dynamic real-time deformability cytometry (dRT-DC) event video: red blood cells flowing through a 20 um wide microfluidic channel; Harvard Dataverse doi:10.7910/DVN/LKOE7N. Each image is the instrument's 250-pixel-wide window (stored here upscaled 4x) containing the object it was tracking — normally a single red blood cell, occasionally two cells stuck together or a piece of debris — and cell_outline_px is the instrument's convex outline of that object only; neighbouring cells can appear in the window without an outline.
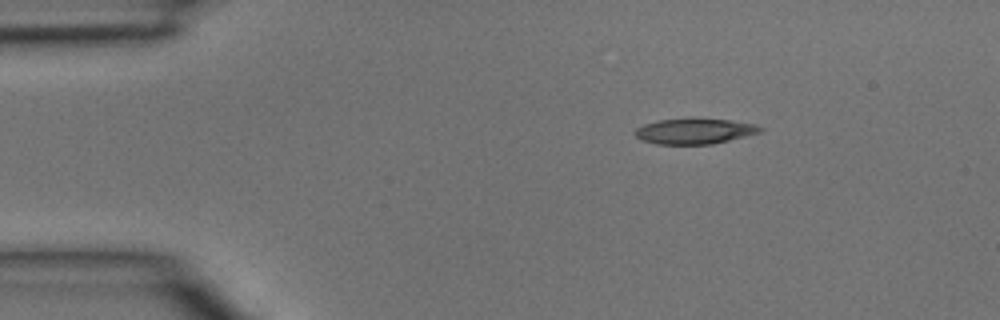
{"species": "common noctule bat (a hibernating species)", "species_latin": "Nyctalus noctula", "temperature_condition": "room temperature", "stored_images_in_passage": 3, "camera_frame_rate_fps": 3000, "um_per_image_px": 0.085, "animal": {"sex": "male", "body_mass_g": 15.6}, "frame": {"image": 1, "passage_image": 1, "time_ms": 0.0, "image_size_px": [1000, 320], "cell_outline_px": [[764, 128], [760, 132], [712, 144], [656, 144], [644, 140], [636, 136], [632, 132], [636, 128], [644, 124], [656, 120], [728, 120], [756, 124]], "centroid_in_image_um": [59.01, 11.17], "position_along_channel_um": 26.0, "area_um2": 18.03}}